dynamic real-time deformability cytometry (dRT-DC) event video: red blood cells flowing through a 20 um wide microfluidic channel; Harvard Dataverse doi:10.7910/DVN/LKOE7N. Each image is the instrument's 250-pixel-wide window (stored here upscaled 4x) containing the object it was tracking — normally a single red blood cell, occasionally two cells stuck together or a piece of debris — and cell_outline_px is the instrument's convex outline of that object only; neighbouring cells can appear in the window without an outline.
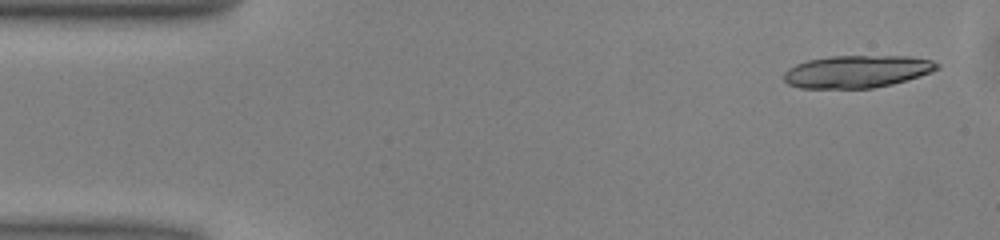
{"species": "common noctule bat (a hibernating species)", "species_latin": "Nyctalus noctula", "temperature_condition": "warm", "stored_images_in_passage": 14, "camera_frame_rate_fps": 3000, "um_per_image_px": 0.085, "animal": {"sex": "male", "body_mass_g": 13.0, "forearm_length_mm": 53.1}, "frame": {"image": 1, "passage_image": 2, "time_ms": 0.333, "image_size_px": [1000, 240], "cell_outline_px": [[940, 68], [932, 72], [920, 76], [892, 84], [872, 88], [800, 88], [788, 84], [784, 80], [784, 72], [788, 68], [796, 64], [808, 60], [832, 56], [908, 56], [932, 60], [940, 64]], "centroid_in_image_um": [72.86, 6.08], "position_along_channel_um": 12.1, "area_um2": 29.02}}